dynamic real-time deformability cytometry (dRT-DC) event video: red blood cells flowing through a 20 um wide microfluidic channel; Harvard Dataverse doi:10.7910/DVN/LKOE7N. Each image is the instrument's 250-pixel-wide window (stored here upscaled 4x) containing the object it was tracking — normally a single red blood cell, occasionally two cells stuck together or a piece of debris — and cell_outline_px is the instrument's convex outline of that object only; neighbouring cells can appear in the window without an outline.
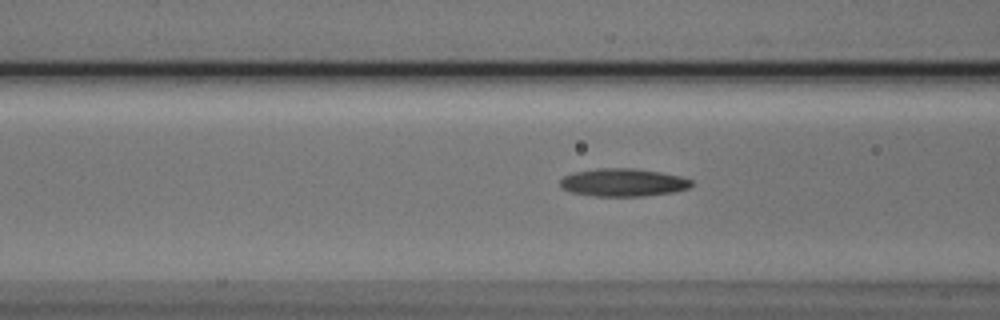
{"species": "Egyptian fruit bat (a non-hibernating species)", "species_latin": "Rousettus aegyptiacus", "temperature_condition": "cold", "stored_images_in_passage": 9, "camera_frame_rate_fps": 3000, "um_per_image_px": 0.085, "animal": {"sex": "male"}, "frame": {"image": 1, "passage_image": 7, "time_ms": 2.0, "image_size_px": [1000, 320], "cell_outline_px": [[692, 184], [688, 188], [672, 192], [644, 196], [596, 196], [572, 192], [560, 188], [560, 180], [564, 176], [576, 172], [596, 168], [632, 168], [660, 172], [680, 176], [692, 180]], "centroid_in_image_um": [52.95, 15.51], "position_along_channel_um": 113.6, "area_um2": 21.21}}